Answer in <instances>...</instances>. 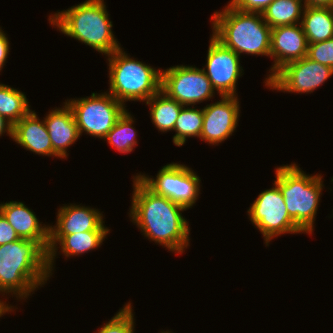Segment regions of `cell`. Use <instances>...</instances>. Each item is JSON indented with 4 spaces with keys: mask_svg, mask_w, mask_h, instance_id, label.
<instances>
[{
    "mask_svg": "<svg viewBox=\"0 0 333 333\" xmlns=\"http://www.w3.org/2000/svg\"><path fill=\"white\" fill-rule=\"evenodd\" d=\"M307 57L333 69V38L326 41L310 43L307 49Z\"/></svg>",
    "mask_w": 333,
    "mask_h": 333,
    "instance_id": "cell-27",
    "label": "cell"
},
{
    "mask_svg": "<svg viewBox=\"0 0 333 333\" xmlns=\"http://www.w3.org/2000/svg\"><path fill=\"white\" fill-rule=\"evenodd\" d=\"M300 24L308 44L329 40L333 38V8L307 6Z\"/></svg>",
    "mask_w": 333,
    "mask_h": 333,
    "instance_id": "cell-20",
    "label": "cell"
},
{
    "mask_svg": "<svg viewBox=\"0 0 333 333\" xmlns=\"http://www.w3.org/2000/svg\"><path fill=\"white\" fill-rule=\"evenodd\" d=\"M49 277L48 251L39 242L20 238L0 246L2 296L12 294L17 300H25Z\"/></svg>",
    "mask_w": 333,
    "mask_h": 333,
    "instance_id": "cell-2",
    "label": "cell"
},
{
    "mask_svg": "<svg viewBox=\"0 0 333 333\" xmlns=\"http://www.w3.org/2000/svg\"><path fill=\"white\" fill-rule=\"evenodd\" d=\"M305 7L333 8V0H301Z\"/></svg>",
    "mask_w": 333,
    "mask_h": 333,
    "instance_id": "cell-31",
    "label": "cell"
},
{
    "mask_svg": "<svg viewBox=\"0 0 333 333\" xmlns=\"http://www.w3.org/2000/svg\"><path fill=\"white\" fill-rule=\"evenodd\" d=\"M252 224L264 237V243L282 234L304 233L290 218L282 192L274 182V186L261 192L248 209Z\"/></svg>",
    "mask_w": 333,
    "mask_h": 333,
    "instance_id": "cell-8",
    "label": "cell"
},
{
    "mask_svg": "<svg viewBox=\"0 0 333 333\" xmlns=\"http://www.w3.org/2000/svg\"><path fill=\"white\" fill-rule=\"evenodd\" d=\"M206 68L203 70L219 96H237L236 84L242 76L240 56L225 47L213 35L210 37Z\"/></svg>",
    "mask_w": 333,
    "mask_h": 333,
    "instance_id": "cell-12",
    "label": "cell"
},
{
    "mask_svg": "<svg viewBox=\"0 0 333 333\" xmlns=\"http://www.w3.org/2000/svg\"><path fill=\"white\" fill-rule=\"evenodd\" d=\"M129 217L150 241L175 254L189 246L190 227L183 211L187 209L155 194L137 176L133 177V194Z\"/></svg>",
    "mask_w": 333,
    "mask_h": 333,
    "instance_id": "cell-1",
    "label": "cell"
},
{
    "mask_svg": "<svg viewBox=\"0 0 333 333\" xmlns=\"http://www.w3.org/2000/svg\"><path fill=\"white\" fill-rule=\"evenodd\" d=\"M275 175L274 182L282 192L290 218L305 234H311L324 187L323 177L310 176L295 163L277 167Z\"/></svg>",
    "mask_w": 333,
    "mask_h": 333,
    "instance_id": "cell-5",
    "label": "cell"
},
{
    "mask_svg": "<svg viewBox=\"0 0 333 333\" xmlns=\"http://www.w3.org/2000/svg\"><path fill=\"white\" fill-rule=\"evenodd\" d=\"M221 99L203 107L200 139L211 145H218L232 136L239 121L238 96H221Z\"/></svg>",
    "mask_w": 333,
    "mask_h": 333,
    "instance_id": "cell-13",
    "label": "cell"
},
{
    "mask_svg": "<svg viewBox=\"0 0 333 333\" xmlns=\"http://www.w3.org/2000/svg\"><path fill=\"white\" fill-rule=\"evenodd\" d=\"M134 320L132 305L128 302L95 333H134Z\"/></svg>",
    "mask_w": 333,
    "mask_h": 333,
    "instance_id": "cell-26",
    "label": "cell"
},
{
    "mask_svg": "<svg viewBox=\"0 0 333 333\" xmlns=\"http://www.w3.org/2000/svg\"><path fill=\"white\" fill-rule=\"evenodd\" d=\"M110 231H85L70 235H49L48 245V267L51 275L53 274V263L57 255V248L67 258L88 253L90 250L98 249ZM58 245H60L58 247Z\"/></svg>",
    "mask_w": 333,
    "mask_h": 333,
    "instance_id": "cell-19",
    "label": "cell"
},
{
    "mask_svg": "<svg viewBox=\"0 0 333 333\" xmlns=\"http://www.w3.org/2000/svg\"><path fill=\"white\" fill-rule=\"evenodd\" d=\"M133 123L132 115L126 110L103 140H107L120 153H131L138 144Z\"/></svg>",
    "mask_w": 333,
    "mask_h": 333,
    "instance_id": "cell-23",
    "label": "cell"
},
{
    "mask_svg": "<svg viewBox=\"0 0 333 333\" xmlns=\"http://www.w3.org/2000/svg\"><path fill=\"white\" fill-rule=\"evenodd\" d=\"M333 75V69L307 56L286 64L265 86L271 90L289 93H312Z\"/></svg>",
    "mask_w": 333,
    "mask_h": 333,
    "instance_id": "cell-11",
    "label": "cell"
},
{
    "mask_svg": "<svg viewBox=\"0 0 333 333\" xmlns=\"http://www.w3.org/2000/svg\"><path fill=\"white\" fill-rule=\"evenodd\" d=\"M0 212L19 238L37 241L48 251L49 225L41 224L33 210L23 202L10 201L0 204Z\"/></svg>",
    "mask_w": 333,
    "mask_h": 333,
    "instance_id": "cell-17",
    "label": "cell"
},
{
    "mask_svg": "<svg viewBox=\"0 0 333 333\" xmlns=\"http://www.w3.org/2000/svg\"><path fill=\"white\" fill-rule=\"evenodd\" d=\"M44 123L51 139L53 157L66 159L67 148L80 137L73 111L66 100L61 108L56 107L48 112Z\"/></svg>",
    "mask_w": 333,
    "mask_h": 333,
    "instance_id": "cell-16",
    "label": "cell"
},
{
    "mask_svg": "<svg viewBox=\"0 0 333 333\" xmlns=\"http://www.w3.org/2000/svg\"><path fill=\"white\" fill-rule=\"evenodd\" d=\"M12 140L24 149L42 156H52L53 149L44 120L40 121L35 111H30L13 125Z\"/></svg>",
    "mask_w": 333,
    "mask_h": 333,
    "instance_id": "cell-18",
    "label": "cell"
},
{
    "mask_svg": "<svg viewBox=\"0 0 333 333\" xmlns=\"http://www.w3.org/2000/svg\"><path fill=\"white\" fill-rule=\"evenodd\" d=\"M308 41L300 23L271 29L270 58L273 64L265 84L286 64L307 56Z\"/></svg>",
    "mask_w": 333,
    "mask_h": 333,
    "instance_id": "cell-14",
    "label": "cell"
},
{
    "mask_svg": "<svg viewBox=\"0 0 333 333\" xmlns=\"http://www.w3.org/2000/svg\"><path fill=\"white\" fill-rule=\"evenodd\" d=\"M26 95L9 85L0 83V115L12 125L20 121L31 109Z\"/></svg>",
    "mask_w": 333,
    "mask_h": 333,
    "instance_id": "cell-24",
    "label": "cell"
},
{
    "mask_svg": "<svg viewBox=\"0 0 333 333\" xmlns=\"http://www.w3.org/2000/svg\"><path fill=\"white\" fill-rule=\"evenodd\" d=\"M13 125L7 119L0 115V136L7 133V136L12 138Z\"/></svg>",
    "mask_w": 333,
    "mask_h": 333,
    "instance_id": "cell-32",
    "label": "cell"
},
{
    "mask_svg": "<svg viewBox=\"0 0 333 333\" xmlns=\"http://www.w3.org/2000/svg\"><path fill=\"white\" fill-rule=\"evenodd\" d=\"M13 310V306L6 304V301L3 302L0 300V317H2V315L4 316L7 312H12Z\"/></svg>",
    "mask_w": 333,
    "mask_h": 333,
    "instance_id": "cell-33",
    "label": "cell"
},
{
    "mask_svg": "<svg viewBox=\"0 0 333 333\" xmlns=\"http://www.w3.org/2000/svg\"><path fill=\"white\" fill-rule=\"evenodd\" d=\"M155 194L182 205L187 210L196 203L200 194V177L188 166L170 163L158 171L156 178L136 175Z\"/></svg>",
    "mask_w": 333,
    "mask_h": 333,
    "instance_id": "cell-9",
    "label": "cell"
},
{
    "mask_svg": "<svg viewBox=\"0 0 333 333\" xmlns=\"http://www.w3.org/2000/svg\"><path fill=\"white\" fill-rule=\"evenodd\" d=\"M203 126V109L184 106L175 122L173 143L180 147L185 144L188 137L200 138Z\"/></svg>",
    "mask_w": 333,
    "mask_h": 333,
    "instance_id": "cell-25",
    "label": "cell"
},
{
    "mask_svg": "<svg viewBox=\"0 0 333 333\" xmlns=\"http://www.w3.org/2000/svg\"><path fill=\"white\" fill-rule=\"evenodd\" d=\"M55 226H49V235H70L85 231H109L103 214L96 208L70 204L58 209Z\"/></svg>",
    "mask_w": 333,
    "mask_h": 333,
    "instance_id": "cell-15",
    "label": "cell"
},
{
    "mask_svg": "<svg viewBox=\"0 0 333 333\" xmlns=\"http://www.w3.org/2000/svg\"><path fill=\"white\" fill-rule=\"evenodd\" d=\"M210 19L212 35L239 56L245 53L270 57L272 28L264 21L262 13L239 11L227 4Z\"/></svg>",
    "mask_w": 333,
    "mask_h": 333,
    "instance_id": "cell-4",
    "label": "cell"
},
{
    "mask_svg": "<svg viewBox=\"0 0 333 333\" xmlns=\"http://www.w3.org/2000/svg\"><path fill=\"white\" fill-rule=\"evenodd\" d=\"M10 42L8 40V37L6 33L2 30L0 27V71H2L3 66L6 63V60L8 58L9 49H10Z\"/></svg>",
    "mask_w": 333,
    "mask_h": 333,
    "instance_id": "cell-30",
    "label": "cell"
},
{
    "mask_svg": "<svg viewBox=\"0 0 333 333\" xmlns=\"http://www.w3.org/2000/svg\"><path fill=\"white\" fill-rule=\"evenodd\" d=\"M123 51L120 48L108 55V93L122 104L126 101L146 102L161 90L162 69L131 58Z\"/></svg>",
    "mask_w": 333,
    "mask_h": 333,
    "instance_id": "cell-6",
    "label": "cell"
},
{
    "mask_svg": "<svg viewBox=\"0 0 333 333\" xmlns=\"http://www.w3.org/2000/svg\"><path fill=\"white\" fill-rule=\"evenodd\" d=\"M274 0H230L233 8L243 12L263 13Z\"/></svg>",
    "mask_w": 333,
    "mask_h": 333,
    "instance_id": "cell-28",
    "label": "cell"
},
{
    "mask_svg": "<svg viewBox=\"0 0 333 333\" xmlns=\"http://www.w3.org/2000/svg\"><path fill=\"white\" fill-rule=\"evenodd\" d=\"M304 8L301 0H274L262 15L271 28L295 25L301 23Z\"/></svg>",
    "mask_w": 333,
    "mask_h": 333,
    "instance_id": "cell-22",
    "label": "cell"
},
{
    "mask_svg": "<svg viewBox=\"0 0 333 333\" xmlns=\"http://www.w3.org/2000/svg\"><path fill=\"white\" fill-rule=\"evenodd\" d=\"M73 111L80 136L86 132L90 136L104 139L117 120L127 110L109 93H92L86 98L66 101Z\"/></svg>",
    "mask_w": 333,
    "mask_h": 333,
    "instance_id": "cell-7",
    "label": "cell"
},
{
    "mask_svg": "<svg viewBox=\"0 0 333 333\" xmlns=\"http://www.w3.org/2000/svg\"><path fill=\"white\" fill-rule=\"evenodd\" d=\"M160 333H171V331L166 330V331H161Z\"/></svg>",
    "mask_w": 333,
    "mask_h": 333,
    "instance_id": "cell-34",
    "label": "cell"
},
{
    "mask_svg": "<svg viewBox=\"0 0 333 333\" xmlns=\"http://www.w3.org/2000/svg\"><path fill=\"white\" fill-rule=\"evenodd\" d=\"M150 106V117L154 126L161 132L173 131L175 122L184 107L170 98L162 90L145 102Z\"/></svg>",
    "mask_w": 333,
    "mask_h": 333,
    "instance_id": "cell-21",
    "label": "cell"
},
{
    "mask_svg": "<svg viewBox=\"0 0 333 333\" xmlns=\"http://www.w3.org/2000/svg\"><path fill=\"white\" fill-rule=\"evenodd\" d=\"M109 19L104 0H86L50 15L48 21L63 34L108 56L121 48Z\"/></svg>",
    "mask_w": 333,
    "mask_h": 333,
    "instance_id": "cell-3",
    "label": "cell"
},
{
    "mask_svg": "<svg viewBox=\"0 0 333 333\" xmlns=\"http://www.w3.org/2000/svg\"><path fill=\"white\" fill-rule=\"evenodd\" d=\"M19 236L14 228L8 223L7 219L0 212V246L8 244L12 241H17Z\"/></svg>",
    "mask_w": 333,
    "mask_h": 333,
    "instance_id": "cell-29",
    "label": "cell"
},
{
    "mask_svg": "<svg viewBox=\"0 0 333 333\" xmlns=\"http://www.w3.org/2000/svg\"><path fill=\"white\" fill-rule=\"evenodd\" d=\"M161 90L183 106L210 100L216 92L204 70L189 65L163 69Z\"/></svg>",
    "mask_w": 333,
    "mask_h": 333,
    "instance_id": "cell-10",
    "label": "cell"
}]
</instances>
